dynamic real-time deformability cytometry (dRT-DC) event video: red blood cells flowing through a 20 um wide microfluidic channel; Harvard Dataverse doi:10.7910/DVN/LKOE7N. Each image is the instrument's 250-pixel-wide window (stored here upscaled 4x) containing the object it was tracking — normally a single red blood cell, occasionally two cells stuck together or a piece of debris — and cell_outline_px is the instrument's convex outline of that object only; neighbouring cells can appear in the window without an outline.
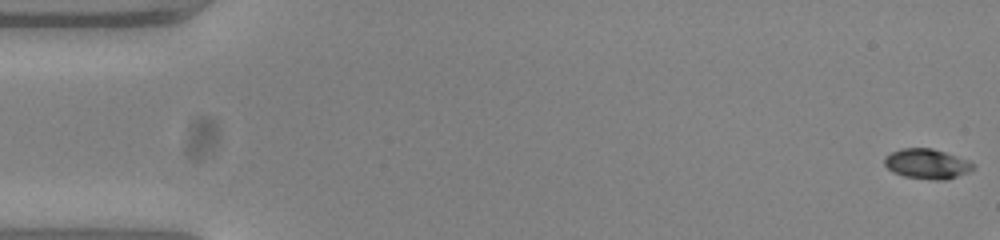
{"species": "common noctule bat (a hibernating species)", "species_latin": "Nyctalus noctula", "temperature_condition": "warm", "stored_images_in_passage": 47, "camera_frame_rate_fps": 3000, "um_per_image_px": 0.085, "animal": {"sex": "female", "body_mass_g": 23.0, "forearm_length_mm": 53.4}, "frame": {"image": 1, "passage_image": 1, "time_ms": 0.0, "image_size_px": [1000, 240], "cell_outline_px": [[976, 164], [968, 172], [944, 180], [936, 180], [904, 176], [892, 172], [884, 164], [884, 156], [900, 148], [932, 148], [968, 160]], "centroid_in_image_um": [78.76, 13.92], "position_along_channel_um": 6.2, "area_um2": 15.37}}
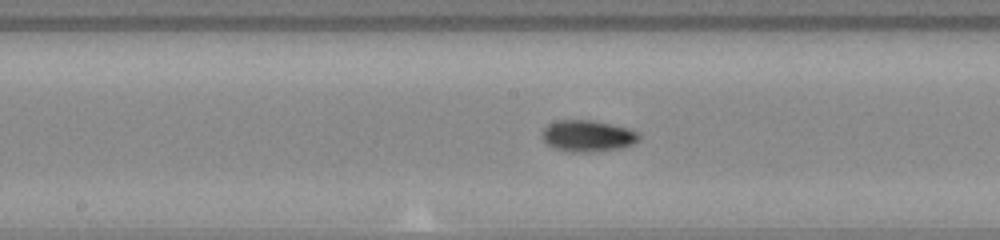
{"frame": {"image": 2, "passage_image": 28, "time_ms": 9.0, "image_size_px": [1000, 240], "cell_outline_px": [[640, 136], [632, 144], [620, 148], [592, 152], [572, 152], [556, 148], [548, 144], [544, 140], [544, 128], [548, 124], [560, 120], [588, 120], [608, 124], [624, 128], [636, 132]], "centroid_in_image_um": [49.93, 11.56], "position_along_channel_um": 198.3, "area_um2": 17.11}}
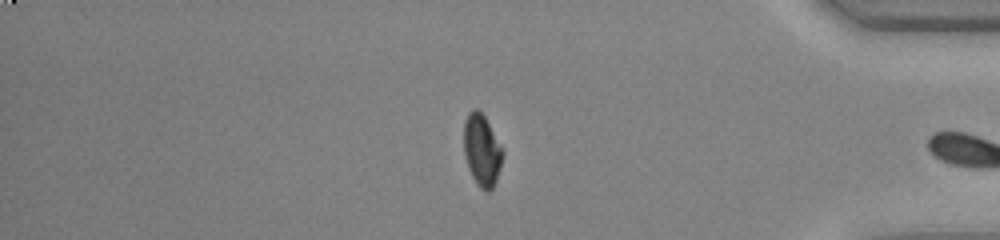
{"frame": {"image": 3, "passage_image": 46, "time_ms": 15.0, "image_size_px": [1000, 240], "cell_outline_px": [[500, 164], [496, 180], [492, 188], [488, 192], [484, 192], [476, 184], [468, 168], [464, 152], [464, 120], [468, 112], [472, 108], [476, 108], [484, 116], [500, 148]], "centroid_in_image_um": [40.89, 12.78], "position_along_channel_um": 394.3, "area_um2": 15.61}, "authors_computed_cell_mechanics": {"area_um2": 16.184, "velocity_mm_per_s": 3.7928, "shape_relaxation_time_tau1_ms": 2.8443, "shape_relaxation_time_tau2_ms": null, "deformation_change_tau1": 0.1699, "deformation_change_tau2": null}}